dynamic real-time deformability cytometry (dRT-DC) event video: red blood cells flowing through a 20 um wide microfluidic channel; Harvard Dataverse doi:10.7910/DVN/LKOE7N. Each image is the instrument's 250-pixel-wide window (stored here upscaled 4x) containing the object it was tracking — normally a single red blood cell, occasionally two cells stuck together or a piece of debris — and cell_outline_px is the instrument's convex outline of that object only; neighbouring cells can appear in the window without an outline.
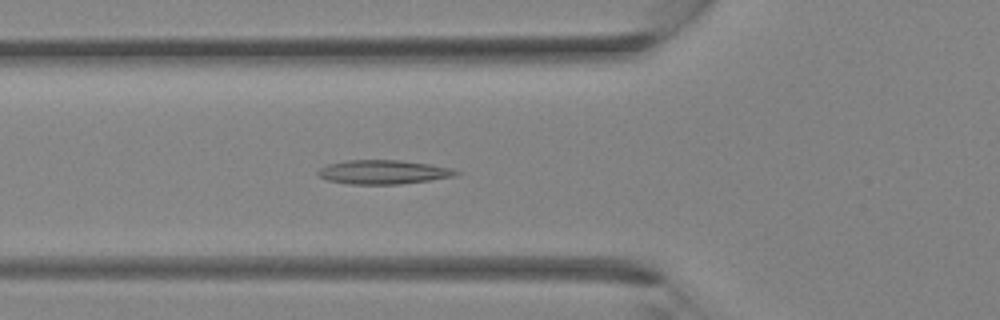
{"species": "Egyptian fruit bat (a non-hibernating species)", "species_latin": "Rousettus aegyptiacus", "temperature_condition": "room temperature", "stored_images_in_passage": 27, "camera_frame_rate_fps": 3000, "um_per_image_px": 0.085, "animal": {"sex": "female"}, "frame": {"image": 1, "passage_image": 9, "time_ms": 2.667, "image_size_px": [1000, 320], "cell_outline_px": [[464, 172], [456, 176], [400, 184], [348, 184], [328, 180], [320, 176], [316, 172], [320, 168], [328, 164], [348, 160], [400, 160], [428, 164], [452, 168]], "centroid_in_image_um": [32.61, 14.62], "position_along_channel_um": 93.2, "area_um2": 19.31}}
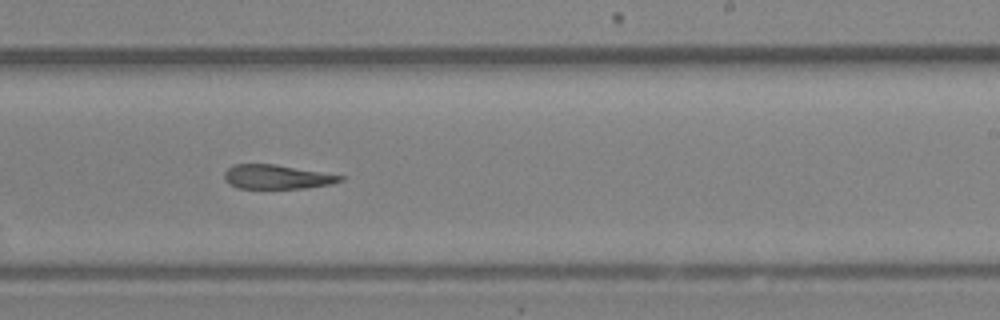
{"frame": {"image": 2, "passage_image": 18, "time_ms": 5.667, "image_size_px": [1000, 320], "cell_outline_px": [[344, 180], [332, 184], [304, 188], [236, 188], [228, 184], [224, 180], [224, 172], [232, 164], [276, 164], [344, 176]], "centroid_in_image_um": [23.49, 15.03], "position_along_channel_um": 265.5, "area_um2": 16.42}}
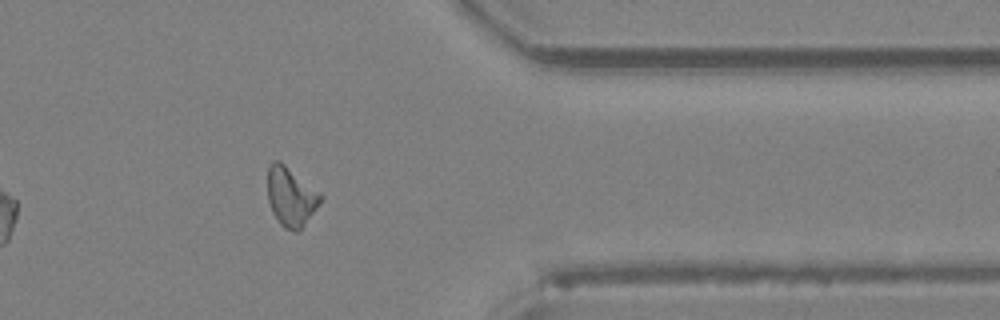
{"frame": {"image": 3, "passage_image": 25, "time_ms": 8.0, "image_size_px": [1000, 320], "cell_outline_px": [[324, 196], [304, 224], [296, 232], [292, 232], [284, 228], [280, 224], [272, 212], [268, 200], [268, 168], [272, 160], [280, 160], [320, 192]], "centroid_in_image_um": [24.7, 16.69], "position_along_channel_um": 386.7, "area_um2": 18.15}}